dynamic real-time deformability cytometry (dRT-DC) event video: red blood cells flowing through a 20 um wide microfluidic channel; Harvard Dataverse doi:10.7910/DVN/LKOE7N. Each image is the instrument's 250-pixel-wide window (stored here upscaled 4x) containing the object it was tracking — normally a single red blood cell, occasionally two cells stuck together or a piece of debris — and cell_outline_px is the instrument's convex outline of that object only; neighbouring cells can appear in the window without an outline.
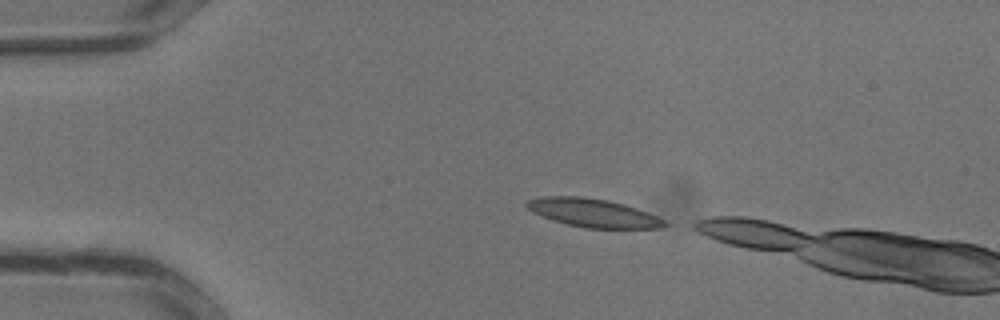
{"species": "common noctule bat (a hibernating species)", "species_latin": "Nyctalus noctula", "temperature_condition": "warm", "stored_images_in_passage": 3, "camera_frame_rate_fps": 3000, "um_per_image_px": 0.085, "animal": {"sex": "male", "body_mass_g": 13.3}, "frame": {"image": 1, "passage_image": 1, "time_ms": 0.0, "image_size_px": [1000, 320], "cell_outline_px": [[668, 224], [664, 228], [584, 228], [552, 220], [532, 212], [524, 204], [528, 200], [544, 196], [580, 196], [608, 200], [624, 204], [636, 208], [656, 216], [664, 220]], "centroid_in_image_um": [50.4, 18.09], "position_along_channel_um": 34.6, "area_um2": 22.72}}